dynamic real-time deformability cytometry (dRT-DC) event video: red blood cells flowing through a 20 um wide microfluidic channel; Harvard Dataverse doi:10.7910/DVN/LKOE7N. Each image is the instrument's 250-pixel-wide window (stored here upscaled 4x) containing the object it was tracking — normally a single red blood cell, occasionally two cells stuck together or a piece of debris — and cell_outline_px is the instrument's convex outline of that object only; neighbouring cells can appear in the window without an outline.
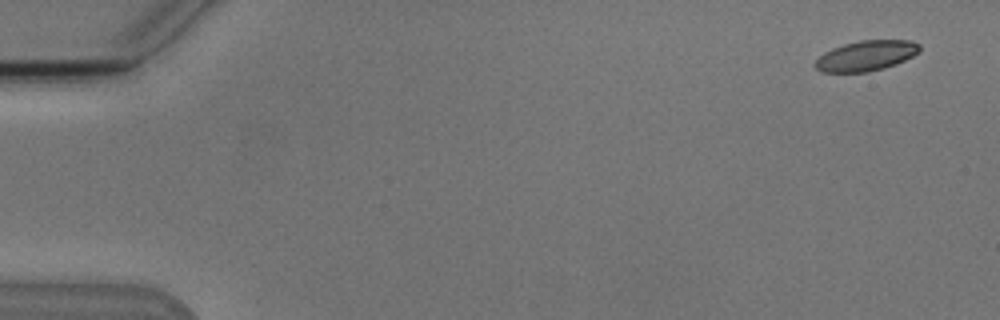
{"species": "Egyptian fruit bat (a non-hibernating species)", "species_latin": "Rousettus aegyptiacus", "temperature_condition": "cold", "stored_images_in_passage": 4, "camera_frame_rate_fps": 3000, "um_per_image_px": 0.085, "animal": {"sex": "male"}, "frame": {"image": 1, "passage_image": 1, "time_ms": 0.0, "image_size_px": [1000, 320], "cell_outline_px": [[920, 52], [896, 64], [884, 68], [868, 72], [820, 72], [812, 64], [824, 52], [832, 48], [844, 44], [860, 40], [912, 40], [920, 44]], "centroid_in_image_um": [73.61, 4.73], "position_along_channel_um": 11.4, "area_um2": 18.55}}
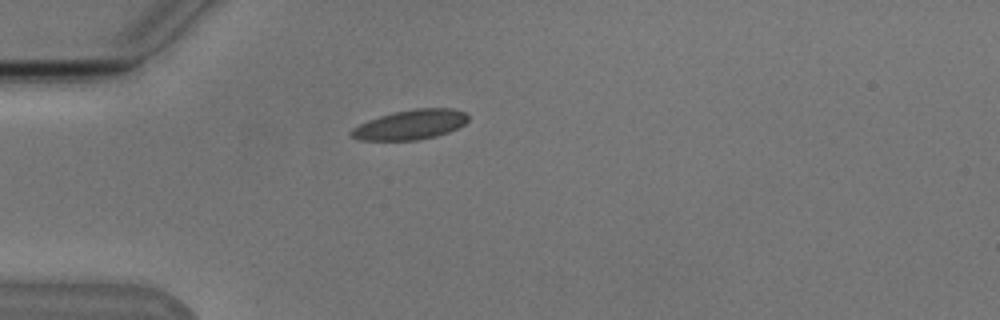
{"frame": {"image": 2, "passage_image": 4, "time_ms": 4.333, "image_size_px": [1000, 320], "cell_outline_px": [[468, 120], [464, 124], [448, 132], [436, 136], [416, 140], [360, 140], [352, 136], [348, 132], [352, 128], [368, 120], [392, 112], [416, 108], [452, 108], [464, 112], [468, 116]], "centroid_in_image_um": [34.87, 10.59], "position_along_channel_um": 50.1, "area_um2": 20.17}}